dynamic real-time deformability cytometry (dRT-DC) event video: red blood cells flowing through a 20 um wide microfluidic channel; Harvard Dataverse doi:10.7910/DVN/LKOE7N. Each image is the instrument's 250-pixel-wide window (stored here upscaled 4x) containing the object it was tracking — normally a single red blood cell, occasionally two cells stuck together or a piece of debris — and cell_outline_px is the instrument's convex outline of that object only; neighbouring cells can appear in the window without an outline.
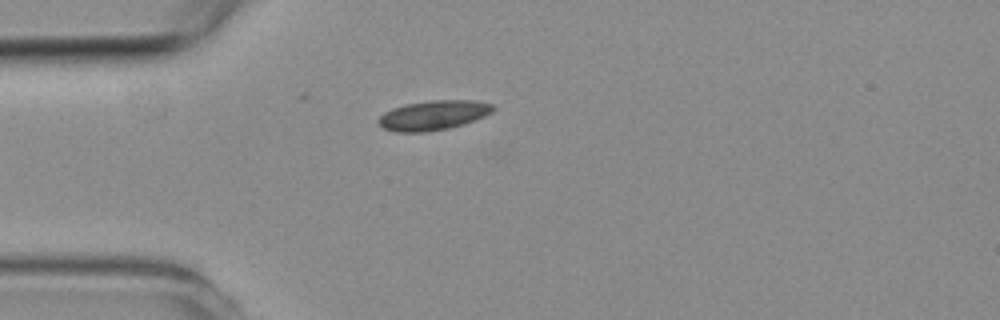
{"species": "common noctule bat (a hibernating species)", "species_latin": "Nyctalus noctula", "temperature_condition": "room temperature", "stored_images_in_passage": 2, "camera_frame_rate_fps": 3000, "um_per_image_px": 0.085, "animal": {"sex": "female", "body_mass_g": 19.3, "forearm_length_mm": 54.1}, "frame": {"image": 1, "passage_image": 2, "time_ms": 1.0, "image_size_px": [1000, 320], "cell_outline_px": [[496, 108], [492, 112], [484, 116], [448, 128], [424, 132], [396, 132], [384, 128], [380, 124], [380, 116], [384, 112], [392, 108], [408, 104], [432, 100], [472, 100], [492, 104]], "centroid_in_image_um": [36.84, 9.79], "position_along_channel_um": 48.2, "area_um2": 19.36}}